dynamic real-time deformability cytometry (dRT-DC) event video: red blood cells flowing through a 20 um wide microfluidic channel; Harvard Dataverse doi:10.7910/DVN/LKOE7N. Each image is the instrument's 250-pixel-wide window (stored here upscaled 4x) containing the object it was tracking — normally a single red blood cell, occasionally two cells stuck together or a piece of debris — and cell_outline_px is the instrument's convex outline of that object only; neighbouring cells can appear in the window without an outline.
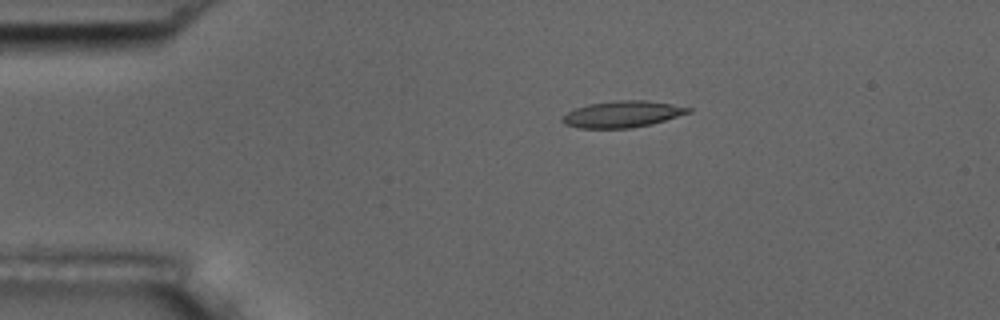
{"species": "common noctule bat (a hibernating species)", "species_latin": "Nyctalus noctula", "temperature_condition": "room temperature", "stored_images_in_passage": 7, "camera_frame_rate_fps": 3000, "um_per_image_px": 0.085, "animal": {"sex": "male", "body_mass_g": 17.5, "forearm_length_mm": 52.3}, "frame": {"image": 1, "passage_image": 3, "time_ms": 3.333, "image_size_px": [1000, 320], "cell_outline_px": [[692, 112], [652, 124], [632, 128], [580, 128], [564, 124], [560, 120], [560, 116], [576, 108], [588, 104], [616, 100], [648, 100], [672, 104], [692, 108]], "centroid_in_image_um": [52.9, 9.7], "position_along_channel_um": 32.1, "area_um2": 19.59}}
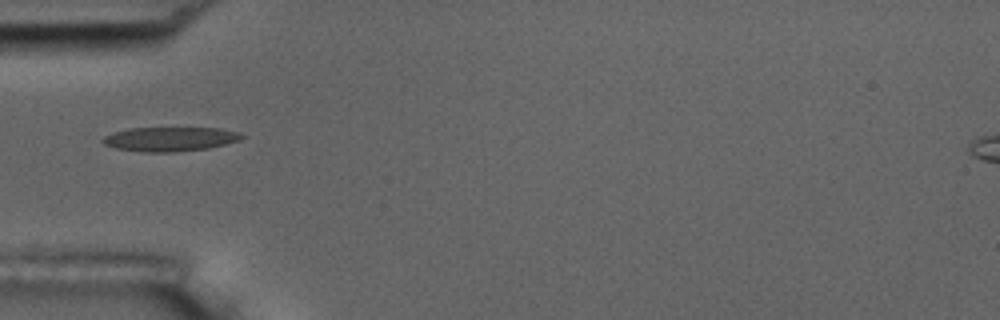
{"frame": {"image": 2, "passage_image": 5, "time_ms": 5.667, "image_size_px": [1000, 320], "cell_outline_px": [[244, 136], [240, 140], [208, 148], [176, 152], [148, 152], [116, 148], [104, 144], [100, 140], [104, 136], [112, 132], [128, 128], [220, 128], [240, 132]], "centroid_in_image_um": [14.44, 11.81], "position_along_channel_um": 70.6, "area_um2": 19.65}}